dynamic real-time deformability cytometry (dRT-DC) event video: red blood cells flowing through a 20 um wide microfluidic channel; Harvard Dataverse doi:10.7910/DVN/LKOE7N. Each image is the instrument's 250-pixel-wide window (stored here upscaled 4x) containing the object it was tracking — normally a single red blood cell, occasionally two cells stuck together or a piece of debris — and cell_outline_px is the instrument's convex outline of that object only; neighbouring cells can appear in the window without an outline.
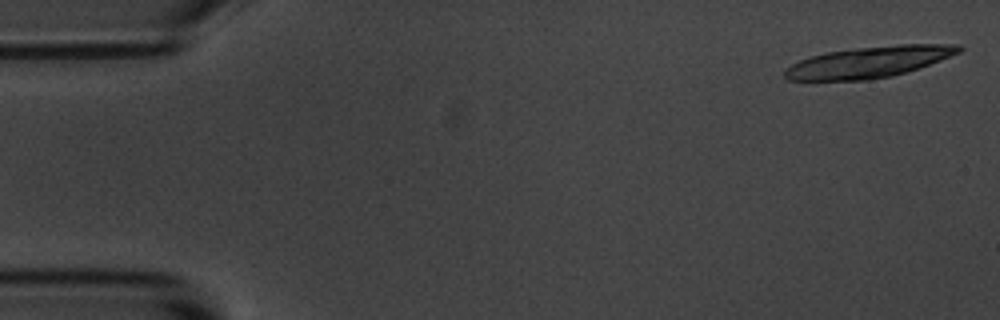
{"species": "common noctule bat (a hibernating species)", "species_latin": "Nyctalus noctula", "temperature_condition": "room temperature", "stored_images_in_passage": 7, "camera_frame_rate_fps": 3000, "um_per_image_px": 0.085, "animal": {"sex": "male", "body_mass_g": 20.1, "forearm_length_mm": 53.5}, "frame": {"image": 1, "passage_image": 1, "time_ms": 0.0, "image_size_px": [1000, 320], "cell_outline_px": [[964, 48], [960, 52], [920, 68], [908, 72], [892, 76], [868, 80], [788, 80], [784, 76], [784, 68], [800, 60], [812, 56], [828, 52], [860, 48], [900, 44], [960, 44]], "centroid_in_image_um": [73.89, 5.28], "position_along_channel_um": 11.1, "area_um2": 31.5}}
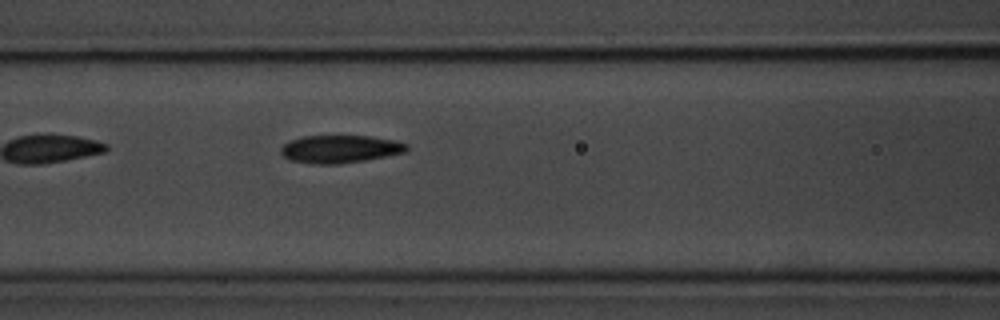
{"frame": {"image": 2, "passage_image": 7, "time_ms": 7.0, "image_size_px": [1000, 320], "cell_outline_px": [[408, 152], [364, 160], [340, 164], [312, 164], [288, 160], [280, 152], [280, 148], [288, 140], [304, 136], [372, 136], [396, 140], [408, 144]], "centroid_in_image_um": [28.9, 12.67], "position_along_channel_um": 137.7, "area_um2": 20.63}}